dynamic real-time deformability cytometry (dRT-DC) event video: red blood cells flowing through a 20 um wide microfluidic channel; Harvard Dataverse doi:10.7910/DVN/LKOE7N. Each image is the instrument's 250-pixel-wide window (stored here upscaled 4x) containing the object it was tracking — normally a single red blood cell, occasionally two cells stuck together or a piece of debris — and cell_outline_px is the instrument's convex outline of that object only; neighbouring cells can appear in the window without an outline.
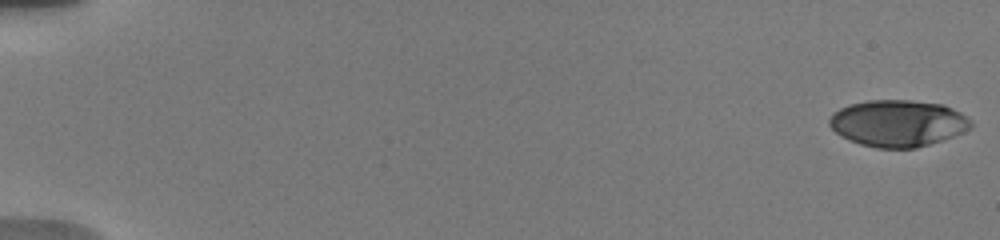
{"species": "human", "species_latin": "Homo sapiens", "temperature_condition": "warm", "stored_images_in_passage": 37, "camera_frame_rate_fps": 3000, "um_per_image_px": 0.085, "donor": {"sex": "male"}, "frame": {"image": 1, "passage_image": 1, "time_ms": 0.0, "image_size_px": [1000, 240], "cell_outline_px": [[972, 128], [964, 132], [916, 148], [876, 148], [860, 144], [848, 140], [840, 136], [828, 124], [828, 120], [832, 112], [848, 104], [868, 100], [912, 100], [944, 104], [960, 112], [972, 120]], "centroid_in_image_um": [76.3, 10.46], "position_along_channel_um": 8.7, "area_um2": 38.78}}
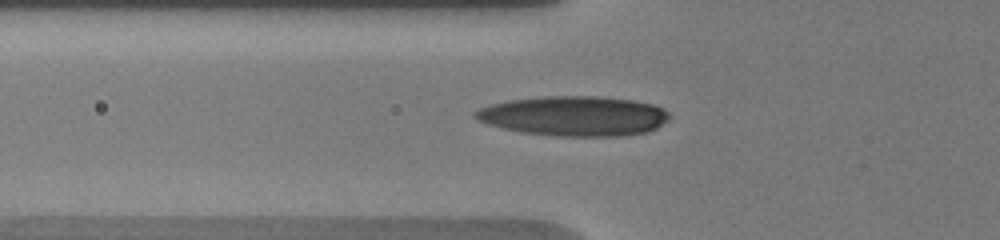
{"frame": {"image": 2, "passage_image": 15, "time_ms": 6.667, "image_size_px": [1000, 240], "cell_outline_px": [[668, 120], [656, 128], [644, 132], [620, 136], [560, 136], [524, 132], [504, 128], [488, 124], [476, 120], [472, 116], [472, 112], [480, 108], [492, 104], [508, 100], [544, 96], [596, 96], [632, 100], [652, 104], [664, 108], [668, 112]], "centroid_in_image_um": [48.77, 9.85], "position_along_channel_um": 77.0, "area_um2": 44.91}}
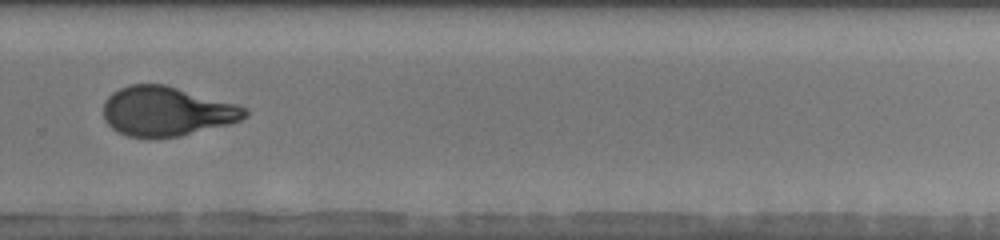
{"frame": {"image": 3, "passage_image": 26, "time_ms": 13.0, "image_size_px": [1000, 240], "cell_outline_px": [[248, 116], [240, 120], [228, 124], [180, 136], [128, 136], [112, 128], [104, 120], [104, 100], [112, 92], [128, 84], [164, 84], [240, 104], [248, 112]], "centroid_in_image_um": [14.18, 9.43], "position_along_channel_um": 315.6, "area_um2": 40.58}, "authors_computed_cell_mechanics": {"area_um2": 40.171, "velocity_mm_per_s": 3.7655, "shape_relaxation_time_tau1_ms": 5.9928, "shape_relaxation_time_tau2_ms": 1.0458, "deformation_change_tau1": 0.2147, "deformation_change_tau2": 0.069}}